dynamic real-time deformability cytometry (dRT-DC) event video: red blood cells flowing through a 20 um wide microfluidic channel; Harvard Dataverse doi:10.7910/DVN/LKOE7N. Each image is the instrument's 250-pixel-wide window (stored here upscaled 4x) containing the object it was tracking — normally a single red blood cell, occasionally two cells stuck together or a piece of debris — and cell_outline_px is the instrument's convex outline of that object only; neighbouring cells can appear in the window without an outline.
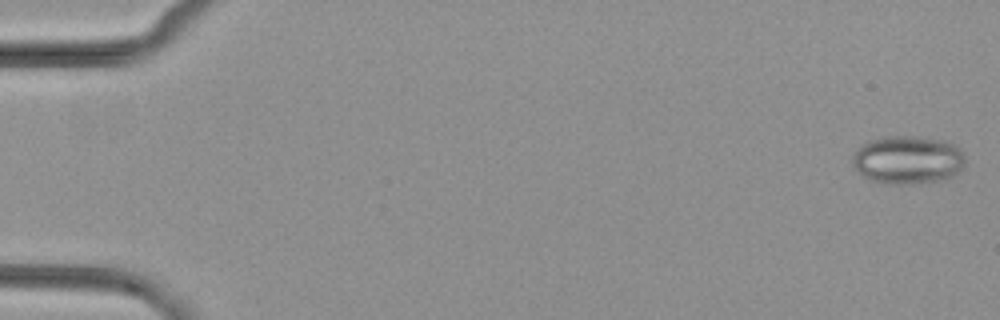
{"species": "common noctule bat (a hibernating species)", "species_latin": "Nyctalus noctula", "temperature_condition": "cold", "stored_images_in_passage": 52, "camera_frame_rate_fps": 3000, "um_per_image_px": 0.085, "animal": {"sex": "female", "body_mass_g": 29.2, "forearm_length_mm": 56.3}, "frame": {"image": 1, "passage_image": 1, "time_ms": 0.0, "image_size_px": [1000, 320], "cell_outline_px": [[964, 164], [960, 172], [952, 176], [940, 180], [920, 184], [888, 184], [872, 180], [864, 176], [852, 164], [852, 156], [856, 148], [868, 140], [884, 136], [912, 136], [944, 140], [960, 148], [964, 156]], "centroid_in_image_um": [77.15, 13.58], "position_along_channel_um": 7.8, "area_um2": 31.96}}
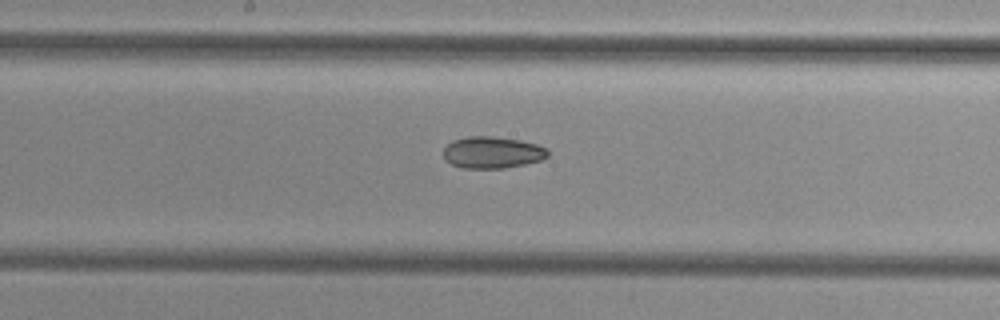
{"frame": {"image": 2, "passage_image": 28, "time_ms": 9.0, "image_size_px": [1000, 320], "cell_outline_px": [[548, 156], [540, 160], [524, 164], [504, 168], [464, 168], [452, 164], [444, 160], [444, 148], [452, 140], [468, 136], [492, 136], [520, 140], [536, 144], [548, 148]], "centroid_in_image_um": [41.84, 12.95], "position_along_channel_um": 206.4, "area_um2": 19.31}}
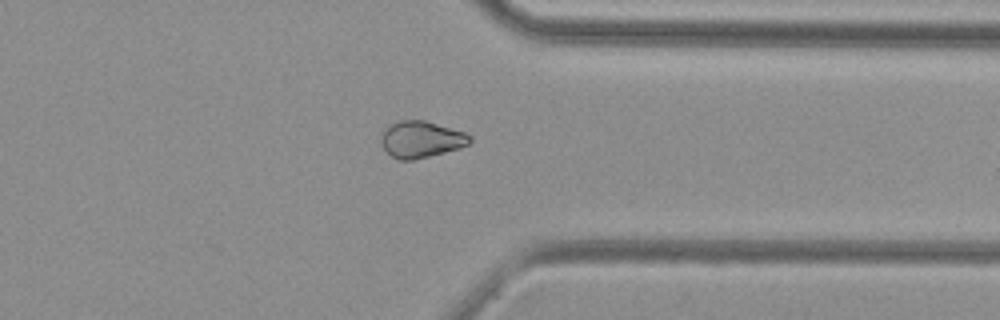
{"frame": {"image": 3, "passage_image": 41, "time_ms": 13.333, "image_size_px": [1000, 320], "cell_outline_px": [[472, 140], [468, 144], [460, 148], [412, 160], [400, 160], [392, 156], [384, 148], [380, 140], [388, 124], [396, 120], [424, 120], [464, 132], [472, 136]], "centroid_in_image_um": [35.79, 11.83], "position_along_channel_um": 375.6, "area_um2": 18.79}}